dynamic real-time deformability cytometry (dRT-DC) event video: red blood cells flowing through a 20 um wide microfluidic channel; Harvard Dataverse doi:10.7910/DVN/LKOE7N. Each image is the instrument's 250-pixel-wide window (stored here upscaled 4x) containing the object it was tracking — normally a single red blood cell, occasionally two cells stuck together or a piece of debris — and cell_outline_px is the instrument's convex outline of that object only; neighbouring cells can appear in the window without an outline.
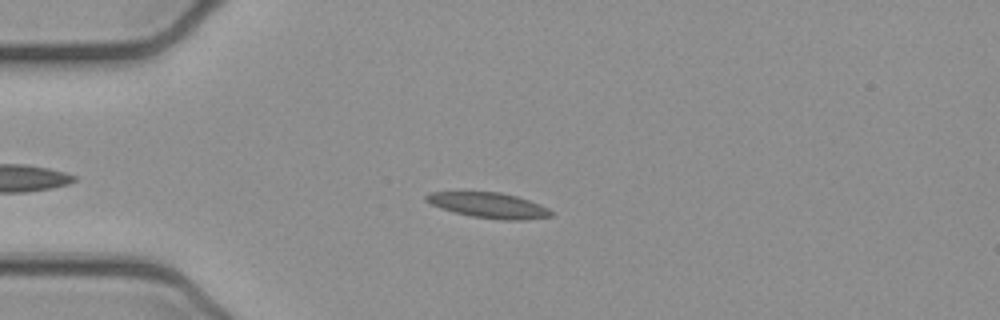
{"species": "common noctule bat (a hibernating species)", "species_latin": "Nyctalus noctula", "temperature_condition": "cold", "stored_images_in_passage": 45, "camera_frame_rate_fps": 3000, "um_per_image_px": 0.085, "animal": {"sex": "female", "body_mass_g": 21.9}, "frame": {"image": 1, "passage_image": 10, "time_ms": 3.0, "image_size_px": [1000, 320], "cell_outline_px": [[556, 212], [552, 216], [524, 220], [500, 220], [472, 216], [440, 208], [424, 200], [424, 196], [432, 192], [500, 192], [516, 196], [540, 204]], "centroid_in_image_um": [41.59, 17.45], "position_along_channel_um": 43.4, "area_um2": 18.44}}
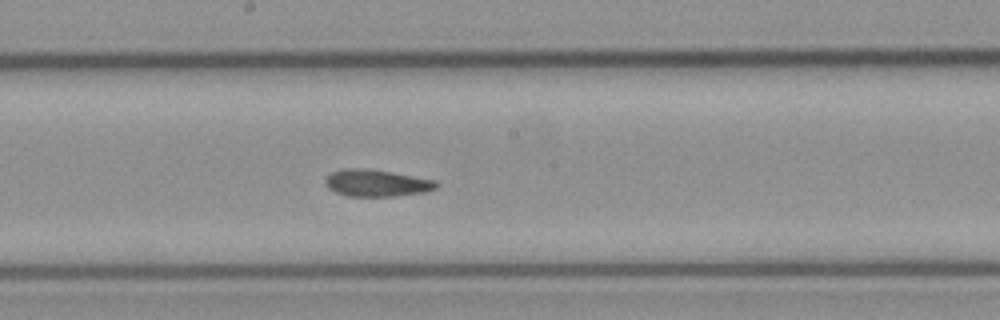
{"frame": {"image": 2, "passage_image": 25, "time_ms": 8.0, "image_size_px": [1000, 320], "cell_outline_px": [[440, 184], [436, 188], [424, 192], [392, 196], [348, 196], [336, 192], [328, 188], [324, 184], [324, 180], [332, 172], [344, 168], [364, 168], [392, 172], [436, 180]], "centroid_in_image_um": [32.0, 15.55], "position_along_channel_um": 216.2, "area_um2": 17.4}}
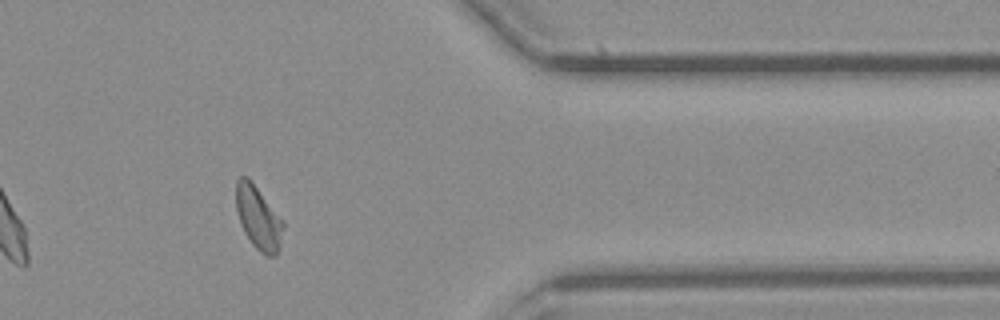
{"frame": {"image": 3, "passage_image": 40, "time_ms": 13.0, "image_size_px": [1000, 320], "cell_outline_px": [[284, 224], [280, 244], [276, 256], [268, 256], [260, 252], [252, 244], [244, 232], [240, 224], [236, 208], [236, 180], [240, 176], [244, 176], [256, 188]], "centroid_in_image_um": [21.92, 18.57], "position_along_channel_um": 389.5, "area_um2": 16.7}, "authors_computed_cell_mechanics": {"area_um2": 17.4556, "velocity_mm_per_s": 3.8806, "shape_relaxation_time_tau1_ms": null, "shape_relaxation_time_tau2_ms": 3.3023, "deformation_change_tau1": null, "deformation_change_tau2": 0.0581}}